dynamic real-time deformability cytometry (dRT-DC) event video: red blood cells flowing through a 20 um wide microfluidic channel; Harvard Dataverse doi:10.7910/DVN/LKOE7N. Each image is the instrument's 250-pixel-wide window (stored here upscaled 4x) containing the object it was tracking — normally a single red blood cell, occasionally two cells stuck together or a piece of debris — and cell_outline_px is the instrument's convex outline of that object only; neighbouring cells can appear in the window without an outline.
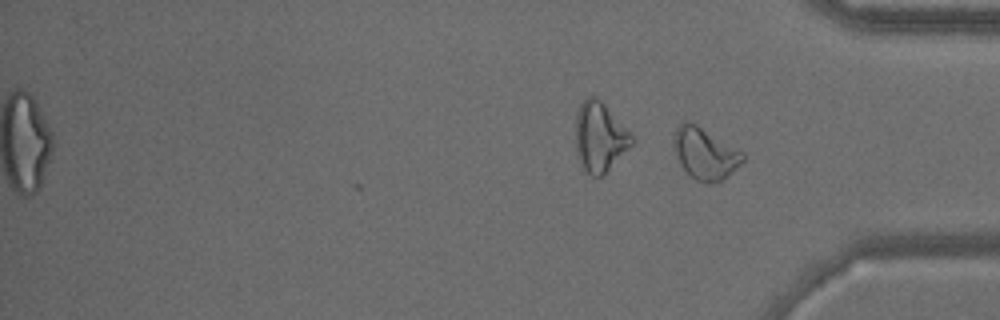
{"species": "common noctule bat (a hibernating species)", "species_latin": "Nyctalus noctula", "temperature_condition": "warm", "stored_images_in_passage": 33, "camera_frame_rate_fps": 3000, "um_per_image_px": 0.085, "animal": {"sex": "male", "body_mass_g": 15.6}, "frame": {"image": 1, "passage_image": 33, "time_ms": 10.667, "image_size_px": [1000, 320], "cell_outline_px": [[744, 160], [724, 180], [696, 180], [688, 176], [680, 164], [676, 156], [672, 144], [672, 132], [684, 120], [688, 120], [696, 124], [744, 152]], "centroid_in_image_um": [59.88, 13.0], "position_along_channel_um": 375.3, "area_um2": 20.75}}